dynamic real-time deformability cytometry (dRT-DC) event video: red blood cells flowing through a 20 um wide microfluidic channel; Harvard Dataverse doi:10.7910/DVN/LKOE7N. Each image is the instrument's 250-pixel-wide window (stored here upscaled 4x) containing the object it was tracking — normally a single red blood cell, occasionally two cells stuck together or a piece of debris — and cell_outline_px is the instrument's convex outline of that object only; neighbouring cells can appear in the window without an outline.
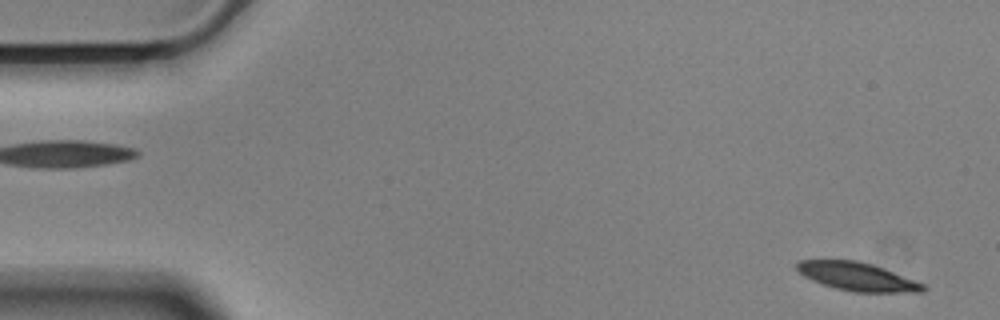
{"species": "Egyptian fruit bat (a non-hibernating species)", "species_latin": "Rousettus aegyptiacus", "temperature_condition": "cold", "stored_images_in_passage": 56, "camera_frame_rate_fps": 3000, "um_per_image_px": 0.085, "animal": {"sex": "male"}, "frame": {"image": 1, "passage_image": 2, "time_ms": 0.333, "image_size_px": [1000, 320], "cell_outline_px": [[928, 288], [924, 292], [852, 292], [836, 288], [812, 280], [804, 276], [796, 268], [796, 264], [800, 260], [856, 260], [872, 264], [884, 268], [924, 284]], "centroid_in_image_um": [72.89, 23.51], "position_along_channel_um": 12.1, "area_um2": 20.69}}
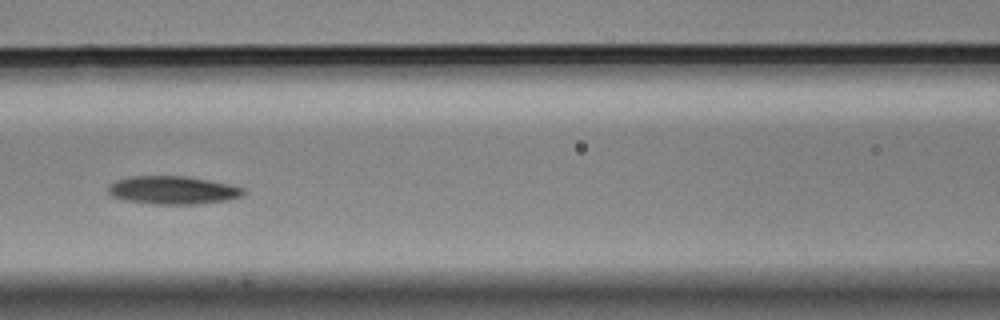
{"frame": {"image": 2, "passage_image": 24, "time_ms": 7.667, "image_size_px": [1000, 320], "cell_outline_px": [[244, 192], [240, 196], [228, 200], [196, 204], [152, 204], [128, 200], [112, 196], [108, 192], [108, 188], [116, 180], [132, 176], [188, 176], [228, 184], [244, 188]], "centroid_in_image_um": [14.69, 16.16], "position_along_channel_um": 151.9, "area_um2": 21.91}}
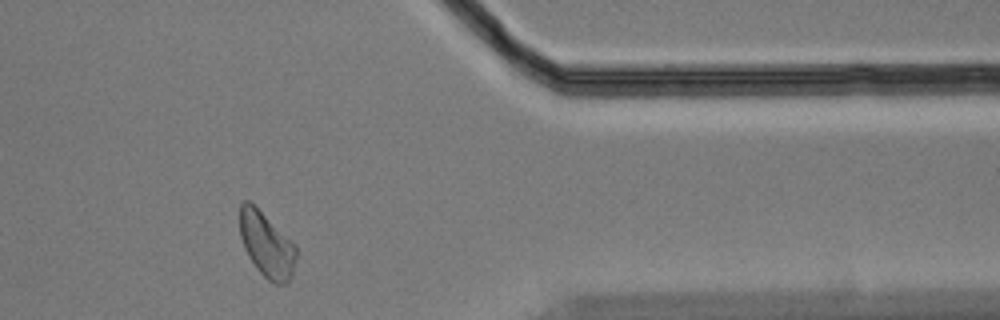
{"frame": {"image": 3, "passage_image": 46, "time_ms": 15.0, "image_size_px": [1000, 320], "cell_outline_px": [[296, 256], [292, 276], [284, 284], [276, 284], [268, 280], [256, 268], [248, 256], [244, 248], [240, 236], [240, 204], [244, 200], [248, 200], [296, 244]], "centroid_in_image_um": [22.66, 20.81], "position_along_channel_um": 388.7, "area_um2": 21.15}, "authors_computed_cell_mechanics": {"area_um2": 21.5016, "velocity_mm_per_s": 3.4995, "shape_relaxation_time_tau1_ms": 7.5794, "shape_relaxation_time_tau2_ms": 8.6259, "deformation_change_tau1": 0.1731, "deformation_change_tau2": 0.1572}}